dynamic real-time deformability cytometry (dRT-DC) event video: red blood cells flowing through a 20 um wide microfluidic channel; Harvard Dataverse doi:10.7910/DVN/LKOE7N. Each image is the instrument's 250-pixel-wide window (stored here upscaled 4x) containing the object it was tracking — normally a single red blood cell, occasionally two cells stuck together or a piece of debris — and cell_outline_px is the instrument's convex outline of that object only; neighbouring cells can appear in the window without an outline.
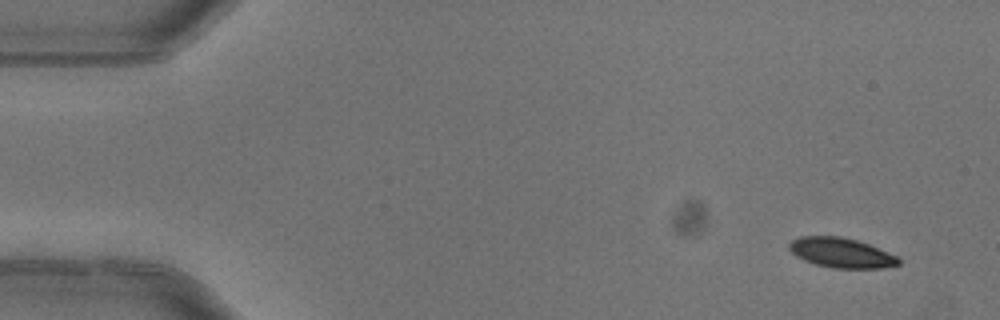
{"species": "common noctule bat (a hibernating species)", "species_latin": "Nyctalus noctula", "temperature_condition": "warm", "stored_images_in_passage": 5, "camera_frame_rate_fps": 3000, "um_per_image_px": 0.085, "animal": {"sex": "female"}, "frame": {"image": 1, "passage_image": 1, "time_ms": 0.0, "image_size_px": [1000, 320], "cell_outline_px": [[900, 264], [880, 268], [832, 268], [816, 264], [804, 260], [796, 256], [788, 248], [788, 244], [792, 240], [800, 236], [840, 236], [856, 240], [868, 244], [896, 256], [900, 260]], "centroid_in_image_um": [71.47, 21.48], "position_along_channel_um": 13.5, "area_um2": 18.84}}
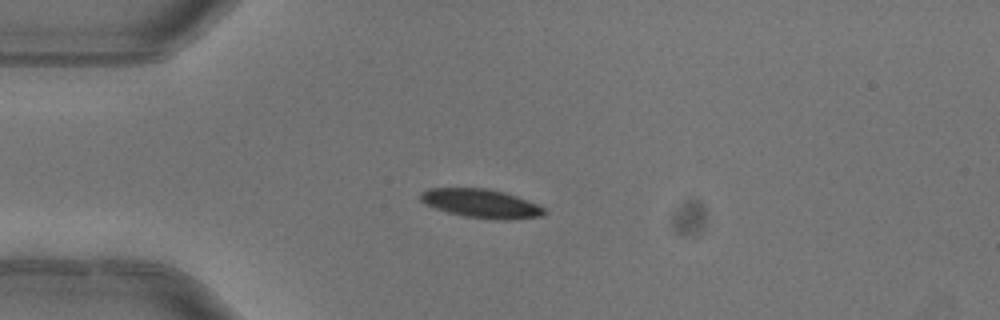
{"frame": {"image": 2, "passage_image": 4, "time_ms": 1.0, "image_size_px": [1000, 320], "cell_outline_px": [[548, 212], [544, 216], [504, 220], [500, 220], [464, 216], [448, 212], [424, 204], [420, 200], [420, 192], [428, 188], [488, 188], [504, 192], [516, 196], [536, 204], [544, 208]], "centroid_in_image_um": [40.89, 17.29], "position_along_channel_um": 44.1, "area_um2": 20.75}}
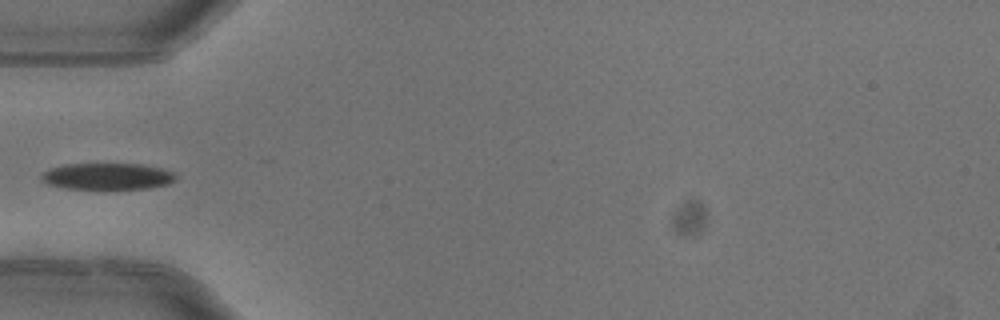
{"frame": {"image": 3, "passage_image": 5, "time_ms": 1.333, "image_size_px": [1000, 320], "cell_outline_px": [[176, 180], [168, 184], [148, 188], [64, 188], [48, 184], [40, 180], [40, 176], [44, 172], [52, 168], [68, 164], [140, 164], [160, 168], [172, 172], [176, 176]], "centroid_in_image_um": [9.12, 14.98], "position_along_channel_um": 75.9, "area_um2": 20.4}}